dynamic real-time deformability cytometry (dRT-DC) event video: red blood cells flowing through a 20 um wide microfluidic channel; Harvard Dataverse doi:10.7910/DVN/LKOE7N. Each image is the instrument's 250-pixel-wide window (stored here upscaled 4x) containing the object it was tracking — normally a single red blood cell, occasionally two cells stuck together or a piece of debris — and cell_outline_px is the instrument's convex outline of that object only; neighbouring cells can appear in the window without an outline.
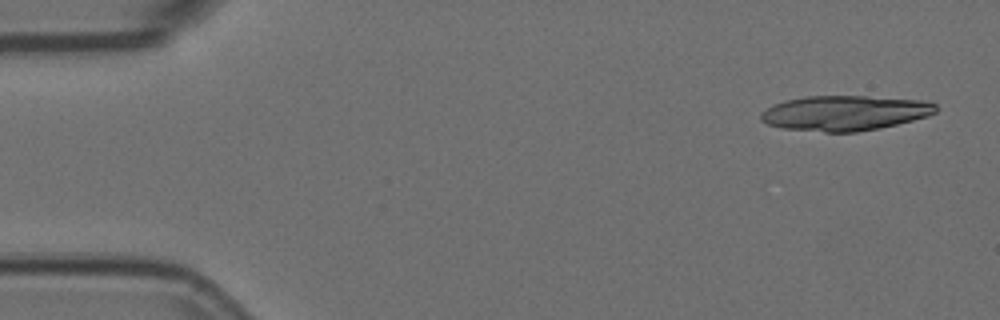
{"species": "Egyptian fruit bat (a non-hibernating species)", "species_latin": "Rousettus aegyptiacus", "temperature_condition": "room temperature", "stored_images_in_passage": 16, "camera_frame_rate_fps": 3000, "um_per_image_px": 0.085, "animal": {"sex": "female"}, "frame": {"image": 1, "passage_image": 1, "time_ms": 0.0, "image_size_px": [1000, 320], "cell_outline_px": [[936, 112], [928, 116], [880, 128], [856, 132], [824, 132], [780, 128], [768, 124], [760, 120], [760, 112], [772, 104], [784, 100], [808, 96], [864, 96], [920, 100], [936, 104]], "centroid_in_image_um": [71.74, 9.61], "position_along_channel_um": 13.3, "area_um2": 35.78}}